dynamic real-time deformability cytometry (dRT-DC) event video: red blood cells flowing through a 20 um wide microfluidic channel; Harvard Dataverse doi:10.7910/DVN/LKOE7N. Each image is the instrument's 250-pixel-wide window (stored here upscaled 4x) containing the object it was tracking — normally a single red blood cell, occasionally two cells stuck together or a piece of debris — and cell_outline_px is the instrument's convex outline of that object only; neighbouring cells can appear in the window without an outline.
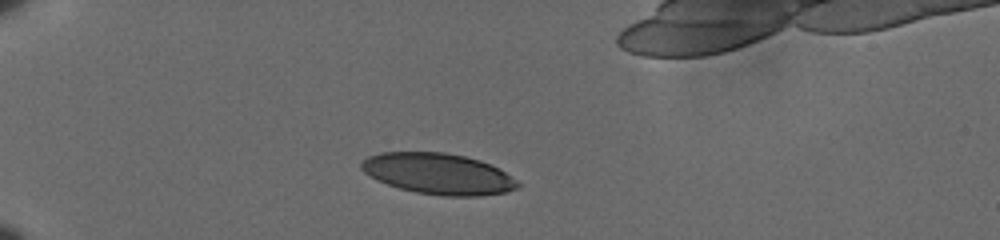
{"species": "human", "species_latin": "Homo sapiens", "temperature_condition": "cold", "stored_images_in_passage": 36, "camera_frame_rate_fps": 3000, "um_per_image_px": 0.085, "donor": {"sex": "male"}, "frame": {"image": 1, "passage_image": 1, "time_ms": 0.0, "image_size_px": [1000, 240], "cell_outline_px": [[520, 184], [516, 188], [508, 192], [480, 196], [444, 196], [416, 192], [400, 188], [376, 180], [364, 172], [360, 168], [360, 164], [368, 156], [380, 152], [444, 152], [464, 156], [480, 160], [492, 164], [516, 180]], "centroid_in_image_um": [37.25, 14.77], "position_along_channel_um": 47.8, "area_um2": 37.34}}
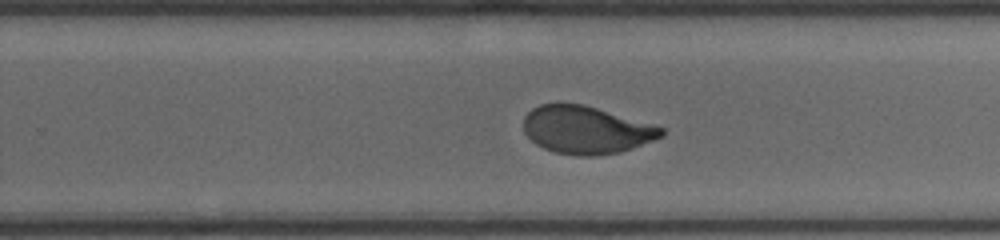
{"frame": {"image": 2, "passage_image": 20, "time_ms": 6.333, "image_size_px": [1000, 240], "cell_outline_px": [[664, 136], [632, 148], [620, 152], [592, 156], [576, 156], [556, 152], [544, 148], [536, 144], [524, 132], [524, 116], [532, 108], [540, 104], [584, 104], [652, 124], [664, 128]], "centroid_in_image_um": [49.82, 11.04], "position_along_channel_um": 280.0, "area_um2": 38.09}}
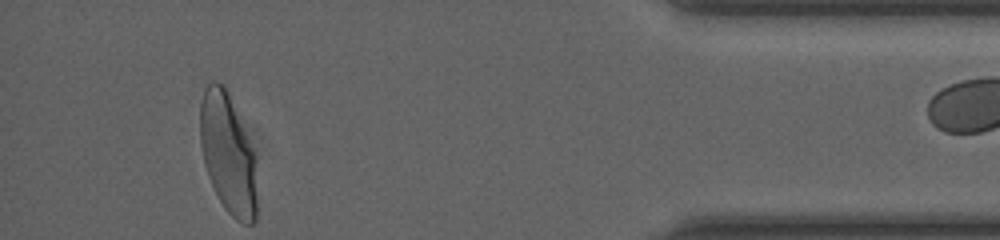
{"frame": {"image": 3, "passage_image": 35, "time_ms": 11.333, "image_size_px": [1000, 240], "cell_outline_px": [[256, 220], [252, 224], [244, 224], [236, 220], [224, 208], [208, 176], [204, 164], [200, 144], [200, 104], [204, 88], [212, 80], [216, 80], [224, 84], [228, 92], [256, 156]], "centroid_in_image_um": [19.37, 13.05], "position_along_channel_um": 415.8, "area_um2": 40.0}}